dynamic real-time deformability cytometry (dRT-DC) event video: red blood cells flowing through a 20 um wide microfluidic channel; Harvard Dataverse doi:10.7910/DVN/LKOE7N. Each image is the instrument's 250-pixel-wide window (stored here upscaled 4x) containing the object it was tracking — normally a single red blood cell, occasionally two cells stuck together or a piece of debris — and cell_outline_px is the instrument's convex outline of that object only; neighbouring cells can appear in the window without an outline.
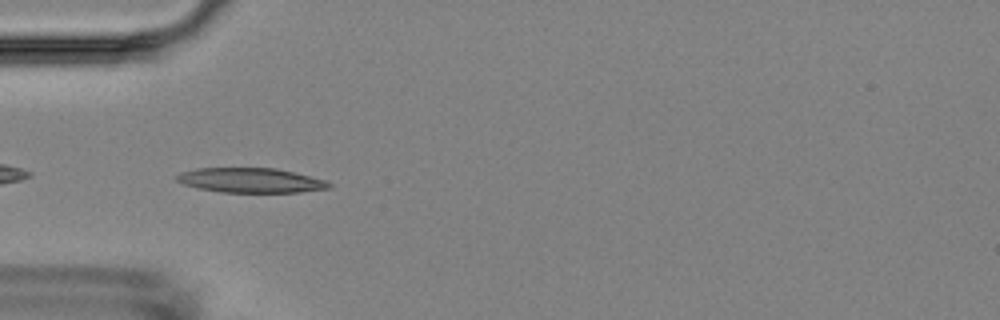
{"species": "Egyptian fruit bat (a non-hibernating species)", "species_latin": "Rousettus aegyptiacus", "temperature_condition": "room temperature", "stored_images_in_passage": 4, "camera_frame_rate_fps": 3000, "um_per_image_px": 0.085, "animal": {"sex": "female"}, "frame": {"image": 1, "passage_image": 4, "time_ms": 3.667, "image_size_px": [1000, 320], "cell_outline_px": [[332, 188], [300, 192], [220, 192], [196, 188], [184, 184], [176, 180], [176, 176], [180, 172], [196, 168], [276, 168], [324, 180], [332, 184]], "centroid_in_image_um": [21.28, 15.33], "position_along_channel_um": 63.7, "area_um2": 21.85}}